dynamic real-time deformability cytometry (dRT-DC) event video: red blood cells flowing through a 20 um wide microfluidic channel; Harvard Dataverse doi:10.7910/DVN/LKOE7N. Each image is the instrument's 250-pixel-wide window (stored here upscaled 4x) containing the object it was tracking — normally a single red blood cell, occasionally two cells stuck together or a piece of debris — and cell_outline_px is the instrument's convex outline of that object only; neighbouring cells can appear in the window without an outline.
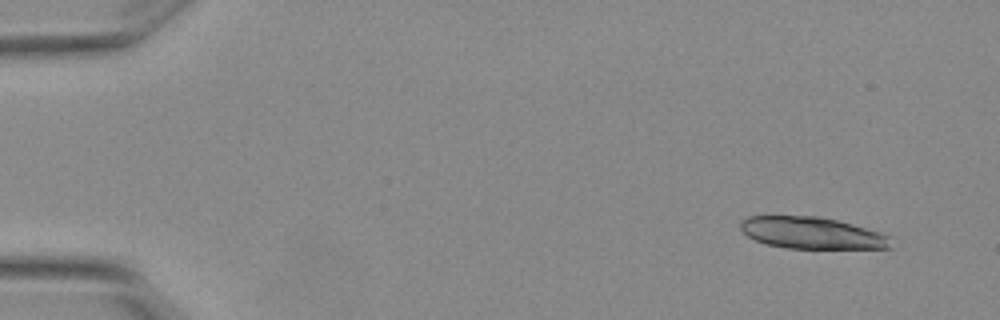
{"species": "Egyptian fruit bat (a non-hibernating species)", "species_latin": "Rousettus aegyptiacus", "temperature_condition": "warm", "stored_images_in_passage": 5, "camera_frame_rate_fps": 3000, "um_per_image_px": 0.085, "animal": {"sex": "female"}, "frame": {"image": 1, "passage_image": 1, "time_ms": 0.0, "image_size_px": [1000, 320], "cell_outline_px": [[892, 248], [788, 248], [764, 244], [748, 236], [740, 228], [740, 220], [748, 216], [816, 216], [836, 220], [852, 224], [880, 232], [892, 236]], "centroid_in_image_um": [69.02, 19.8], "position_along_channel_um": 16.0, "area_um2": 27.86}}